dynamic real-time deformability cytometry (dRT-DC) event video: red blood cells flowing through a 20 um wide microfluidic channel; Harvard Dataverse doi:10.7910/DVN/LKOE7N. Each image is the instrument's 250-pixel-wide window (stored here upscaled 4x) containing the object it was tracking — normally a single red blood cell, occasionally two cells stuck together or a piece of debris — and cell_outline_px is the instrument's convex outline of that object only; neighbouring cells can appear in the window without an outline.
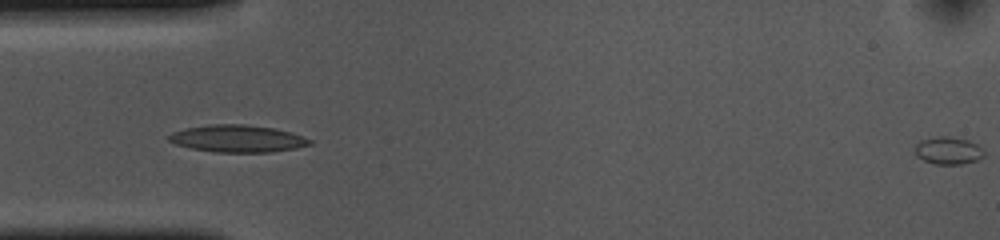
{"species": "common noctule bat (a hibernating species)", "species_latin": "Nyctalus noctula", "temperature_condition": "cold", "stored_images_in_passage": 6, "segment_of_instrument_passage": [2, 2], "camera_frame_rate_fps": 3000, "um_per_image_px": 0.085, "animal": {"sex": "female", "body_mass_g": 10.0, "forearm_length_mm": 53.1}, "frame": {"image": 1, "passage_image": 6, "time_ms": 1.667, "image_size_px": [1000, 240], "cell_outline_px": [[984, 156], [976, 160], [960, 164], [936, 164], [924, 160], [916, 156], [912, 148], [920, 140], [936, 136], [948, 136], [968, 140], [976, 144], [984, 152]], "centroid_in_image_um": [80.54, 12.79], "position_along_channel_um": 4.5, "area_um2": 11.1}}